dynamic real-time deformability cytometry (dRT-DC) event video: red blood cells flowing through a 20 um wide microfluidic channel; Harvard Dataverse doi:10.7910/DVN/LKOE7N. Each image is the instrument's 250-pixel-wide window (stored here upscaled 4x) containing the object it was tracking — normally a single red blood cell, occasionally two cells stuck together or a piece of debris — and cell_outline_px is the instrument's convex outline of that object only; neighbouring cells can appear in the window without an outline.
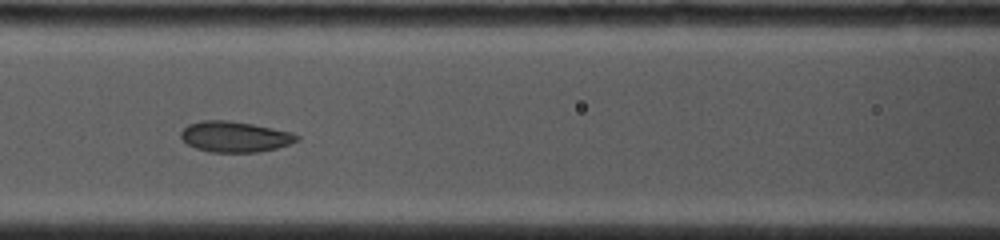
{"species": "common noctule bat (a hibernating species)", "species_latin": "Nyctalus noctula", "temperature_condition": "cold", "stored_images_in_passage": 9, "camera_frame_rate_fps": 4500, "um_per_image_px": 0.085, "animal": {"sex": "female", "body_mass_g": 19.0, "forearm_length_mm": 53.3}, "frame": {"image": 1, "passage_image": 8, "time_ms": 5.111, "image_size_px": [1000, 240], "cell_outline_px": [[300, 140], [276, 148], [260, 152], [212, 152], [196, 148], [188, 144], [180, 136], [180, 132], [188, 124], [200, 120], [228, 120], [252, 124], [292, 132], [300, 136]], "centroid_in_image_um": [19.97, 11.61], "position_along_channel_um": 146.6, "area_um2": 20.75}}